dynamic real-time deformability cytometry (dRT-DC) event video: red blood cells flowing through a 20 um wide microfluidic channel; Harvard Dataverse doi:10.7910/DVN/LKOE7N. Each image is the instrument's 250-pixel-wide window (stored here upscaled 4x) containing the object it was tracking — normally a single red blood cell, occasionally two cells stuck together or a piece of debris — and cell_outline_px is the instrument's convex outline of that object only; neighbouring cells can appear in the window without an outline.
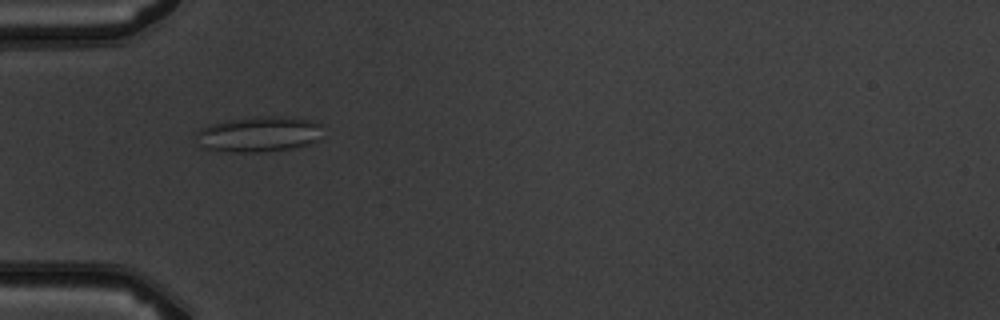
{"species": "common noctule bat (a hibernating species)", "species_latin": "Nyctalus noctula", "temperature_condition": "warm", "stored_images_in_passage": 6, "camera_frame_rate_fps": 3000, "um_per_image_px": 0.085, "animal": {"sex": "male", "body_mass_g": 19.5, "forearm_length_mm": 54.6}, "frame": {"image": 1, "passage_image": 5, "time_ms": 4.667, "image_size_px": [1000, 320], "cell_outline_px": [[320, 124], [316, 140], [308, 144], [292, 148], [260, 152], [232, 152], [208, 148], [200, 144], [192, 136], [200, 128], [224, 120], [252, 116], [280, 116], [308, 120]], "centroid_in_image_um": [21.9, 11.39], "position_along_channel_um": 63.1, "area_um2": 25.95}}
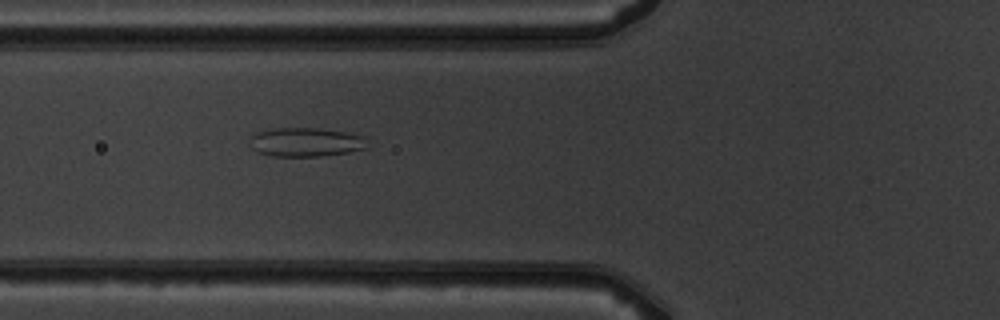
{"frame": {"image": 2, "passage_image": 6, "time_ms": 5.667, "image_size_px": [1000, 320], "cell_outline_px": [[364, 148], [348, 152], [320, 156], [272, 156], [256, 152], [252, 148], [252, 136], [256, 132], [272, 128], [316, 128], [344, 132], [364, 136]], "centroid_in_image_um": [25.93, 12.08], "position_along_channel_um": 99.9, "area_um2": 19.48}}